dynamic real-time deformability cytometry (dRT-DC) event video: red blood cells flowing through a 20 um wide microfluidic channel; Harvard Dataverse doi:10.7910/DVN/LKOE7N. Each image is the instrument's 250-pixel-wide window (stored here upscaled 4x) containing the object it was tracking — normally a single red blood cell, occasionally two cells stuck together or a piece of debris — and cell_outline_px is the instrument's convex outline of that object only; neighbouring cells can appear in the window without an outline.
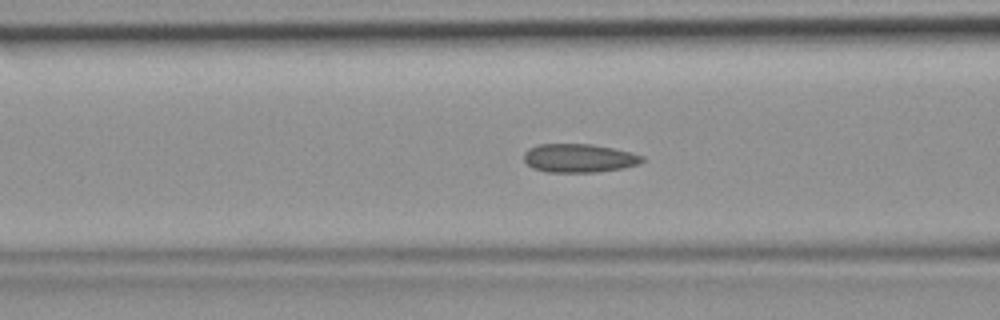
{"species": "common noctule bat (a hibernating species)", "species_latin": "Nyctalus noctula", "temperature_condition": "room temperature", "stored_images_in_passage": 29, "camera_frame_rate_fps": 3000, "um_per_image_px": 0.085, "animal": {"sex": "female", "body_mass_g": 19.9}, "frame": {"image": 1, "passage_image": 5, "time_ms": 1.333, "image_size_px": [1000, 320], "cell_outline_px": [[644, 160], [640, 164], [624, 168], [596, 172], [548, 172], [532, 168], [524, 160], [524, 152], [528, 148], [536, 144], [592, 144], [632, 152], [644, 156]], "centroid_in_image_um": [49.22, 13.44], "position_along_channel_um": 117.4, "area_um2": 19.88}}
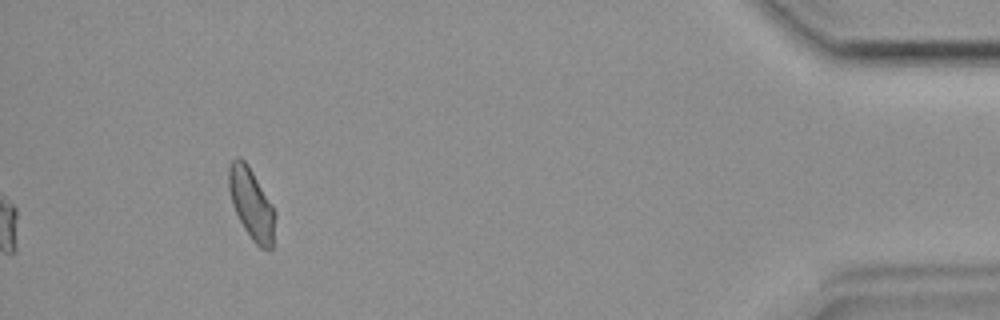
{"frame": {"image": 2, "passage_image": 29, "time_ms": 9.333, "image_size_px": [1000, 320], "cell_outline_px": [[276, 216], [272, 248], [260, 248], [252, 240], [244, 228], [232, 204], [228, 188], [228, 168], [232, 160], [236, 156], [244, 160], [248, 164], [272, 204], [276, 212]], "centroid_in_image_um": [21.37, 17.3], "position_along_channel_um": 413.8, "area_um2": 19.19}}